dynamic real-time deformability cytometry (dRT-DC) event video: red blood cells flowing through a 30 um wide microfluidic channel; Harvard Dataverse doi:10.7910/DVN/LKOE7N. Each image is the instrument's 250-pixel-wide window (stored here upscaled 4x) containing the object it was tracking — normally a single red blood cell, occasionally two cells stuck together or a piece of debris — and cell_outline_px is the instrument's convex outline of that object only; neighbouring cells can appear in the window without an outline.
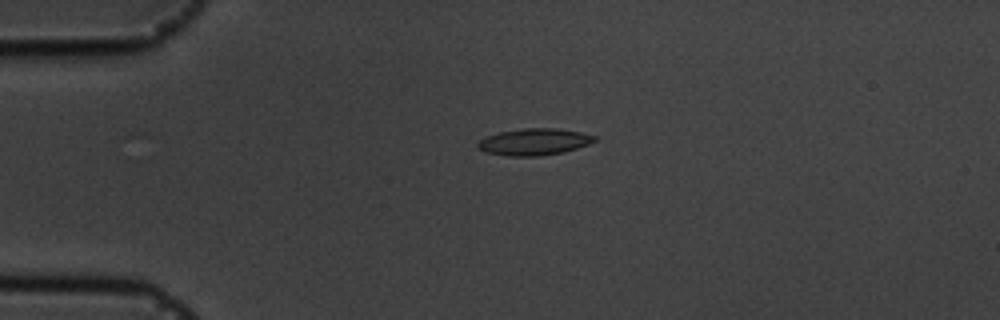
{"species": "common noctule bat (a hibernating species)", "species_latin": "Nyctalus noctula", "temperature_condition": "cold", "stored_images_in_passage": 36, "camera_frame_rate_fps": 3000, "um_per_image_px": 0.085, "animal": {"sex": "male", "body_mass_g": 19.5, "forearm_length_mm": 54.6}, "frame": {"image": 1, "passage_image": 1, "time_ms": 0.0, "image_size_px": [1000, 320], "cell_outline_px": [[596, 140], [588, 144], [564, 152], [540, 156], [508, 156], [484, 152], [476, 148], [476, 144], [484, 136], [500, 132], [524, 128], [556, 128], [580, 132], [596, 136]], "centroid_in_image_um": [45.35, 12.06], "position_along_channel_um": 39.6, "area_um2": 18.26}}
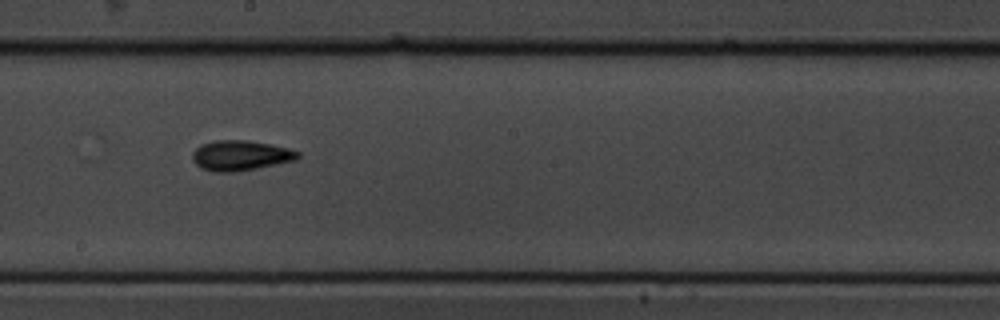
{"frame": {"image": 2, "passage_image": 19, "time_ms": 6.0, "image_size_px": [1000, 320], "cell_outline_px": [[300, 156], [296, 160], [256, 168], [232, 172], [212, 172], [200, 168], [192, 160], [192, 152], [200, 144], [216, 140], [248, 140], [288, 148], [300, 152]], "centroid_in_image_um": [20.4, 13.21], "position_along_channel_um": 227.8, "area_um2": 18.55}}
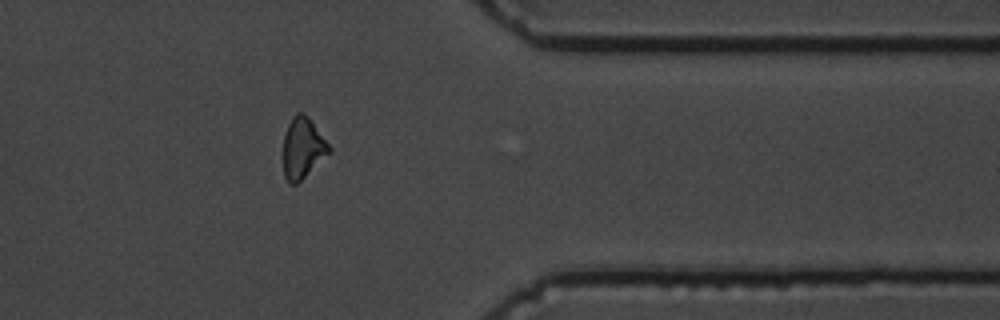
{"frame": {"image": 3, "passage_image": 33, "time_ms": 10.667, "image_size_px": [1000, 320], "cell_outline_px": [[332, 152], [296, 184], [288, 184], [284, 176], [284, 136], [288, 124], [292, 116], [296, 112], [304, 112], [308, 116], [332, 148]], "centroid_in_image_um": [25.75, 12.57], "position_along_channel_um": 385.7, "area_um2": 16.36}, "authors_computed_cell_mechanics": {"area_um2": 16.9354, "velocity_mm_per_s": 3.6496, "shape_relaxation_time_tau1_ms": 3.9738, "shape_relaxation_time_tau2_ms": 8.4254, "deformation_change_tau1": 0.1342, "deformation_change_tau2": 0.1576}}